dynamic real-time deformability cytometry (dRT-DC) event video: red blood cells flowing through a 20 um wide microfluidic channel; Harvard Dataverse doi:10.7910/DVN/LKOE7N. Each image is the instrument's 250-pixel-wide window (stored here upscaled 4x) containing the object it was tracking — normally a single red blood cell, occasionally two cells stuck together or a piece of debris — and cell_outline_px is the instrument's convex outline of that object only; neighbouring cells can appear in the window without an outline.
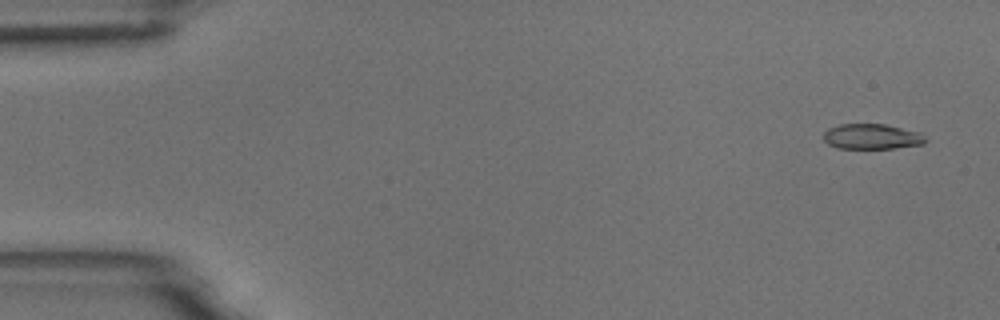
{"species": "common noctule bat (a hibernating species)", "species_latin": "Nyctalus noctula", "temperature_condition": "room temperature", "stored_images_in_passage": 55, "camera_frame_rate_fps": 3000, "um_per_image_px": 0.085, "animal": {"sex": "male", "body_mass_g": 18.8}, "frame": {"image": 1, "passage_image": 3, "time_ms": 0.667, "image_size_px": [1000, 320], "cell_outline_px": [[928, 140], [924, 144], [892, 148], [836, 148], [828, 144], [824, 140], [824, 132], [828, 128], [840, 124], [884, 124], [920, 132]], "centroid_in_image_um": [74.11, 11.6], "position_along_channel_um": 10.9, "area_um2": 15.03}}
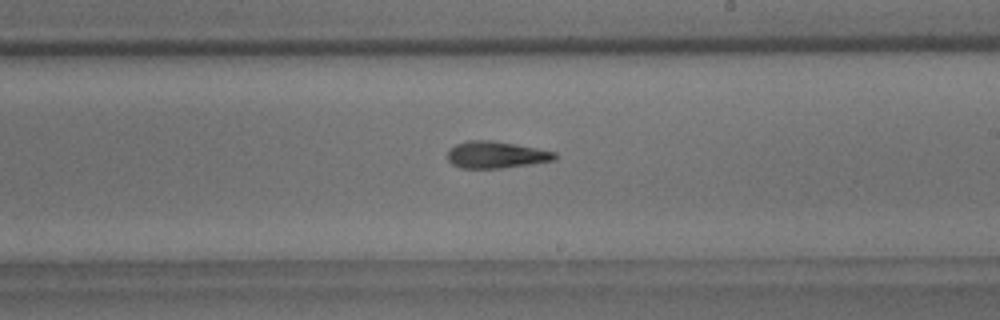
{"frame": {"image": 2, "passage_image": 32, "time_ms": 10.333, "image_size_px": [1000, 320], "cell_outline_px": [[556, 160], [532, 164], [500, 168], [460, 168], [452, 164], [448, 160], [448, 152], [456, 144], [468, 140], [492, 140], [536, 148], [556, 152]], "centroid_in_image_um": [42.17, 13.16], "position_along_channel_um": 246.8, "area_um2": 16.7}}
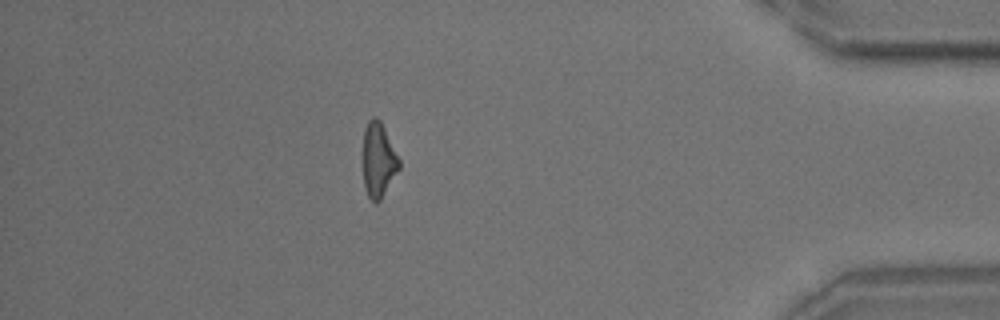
{"frame": {"image": 3, "passage_image": 48, "time_ms": 15.667, "image_size_px": [1000, 320], "cell_outline_px": [[400, 168], [380, 200], [376, 204], [368, 196], [364, 188], [364, 128], [368, 120], [372, 116], [376, 116], [380, 120], [400, 160]], "centroid_in_image_um": [32.17, 13.59], "position_along_channel_um": 403.0, "area_um2": 15.55}, "authors_computed_cell_mechanics": {"area_um2": 16.2996, "velocity_mm_per_s": 3.732, "shape_relaxation_time_tau1_ms": 7.3275, "shape_relaxation_time_tau2_ms": 4.0108, "deformation_change_tau1": 0.236, "deformation_change_tau2": 0.1568}}